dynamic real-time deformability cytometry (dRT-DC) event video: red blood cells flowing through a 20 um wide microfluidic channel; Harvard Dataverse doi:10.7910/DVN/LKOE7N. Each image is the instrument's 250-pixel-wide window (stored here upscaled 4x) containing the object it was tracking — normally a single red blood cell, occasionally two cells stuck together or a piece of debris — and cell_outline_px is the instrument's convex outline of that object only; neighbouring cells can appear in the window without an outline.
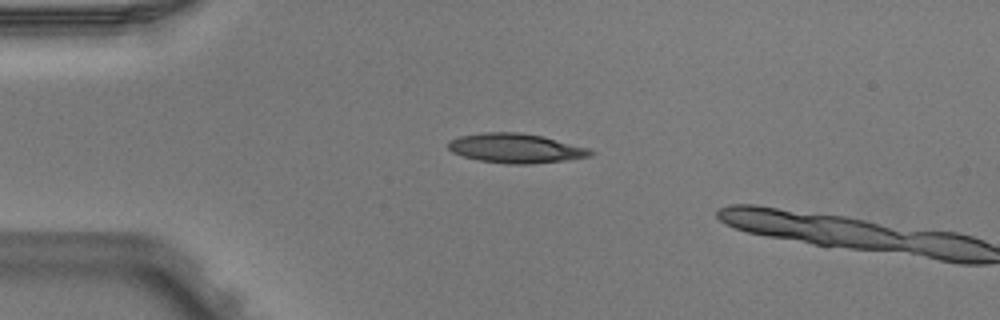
{"species": "Egyptian fruit bat (a non-hibernating species)", "species_latin": "Rousettus aegyptiacus", "temperature_condition": "warm", "stored_images_in_passage": 2, "camera_frame_rate_fps": 3000, "um_per_image_px": 0.085, "animal": {"sex": "male"}, "frame": {"image": 1, "passage_image": 1, "time_ms": 0.0, "image_size_px": [1000, 320], "cell_outline_px": [[596, 152], [592, 156], [564, 160], [532, 164], [508, 164], [480, 160], [464, 156], [452, 152], [448, 148], [448, 140], [460, 136], [480, 132], [520, 132], [544, 136], [588, 148]], "centroid_in_image_um": [43.84, 12.59], "position_along_channel_um": 41.2, "area_um2": 24.51}}